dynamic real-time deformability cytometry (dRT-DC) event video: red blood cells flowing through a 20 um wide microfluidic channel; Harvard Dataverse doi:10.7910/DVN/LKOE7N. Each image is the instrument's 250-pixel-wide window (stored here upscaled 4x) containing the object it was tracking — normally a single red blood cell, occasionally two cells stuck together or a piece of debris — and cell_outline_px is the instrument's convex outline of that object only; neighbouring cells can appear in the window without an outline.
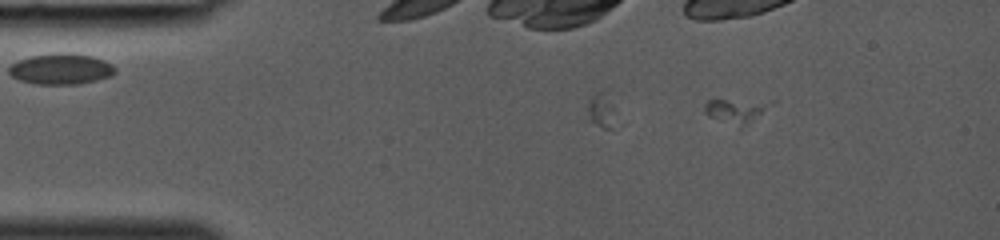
{"species": "common noctule bat (a hibernating species)", "species_latin": "Nyctalus noctula", "temperature_condition": "room temperature", "stored_images_in_passage": 10, "camera_frame_rate_fps": 3000, "um_per_image_px": 0.085, "animal": {"sex": "female", "body_mass_g": 19.0, "forearm_length_mm": 53.3}, "frame": {"image": 1, "passage_image": 6, "time_ms": 1.667, "image_size_px": [1000, 240], "cell_outline_px": [[776, 100], [772, 104], [740, 132], [708, 116], [704, 112], [704, 104], [708, 100]], "centroid_in_image_um": [62.57, 9.48], "position_along_channel_um": 22.4, "area_um2": 10.12}}